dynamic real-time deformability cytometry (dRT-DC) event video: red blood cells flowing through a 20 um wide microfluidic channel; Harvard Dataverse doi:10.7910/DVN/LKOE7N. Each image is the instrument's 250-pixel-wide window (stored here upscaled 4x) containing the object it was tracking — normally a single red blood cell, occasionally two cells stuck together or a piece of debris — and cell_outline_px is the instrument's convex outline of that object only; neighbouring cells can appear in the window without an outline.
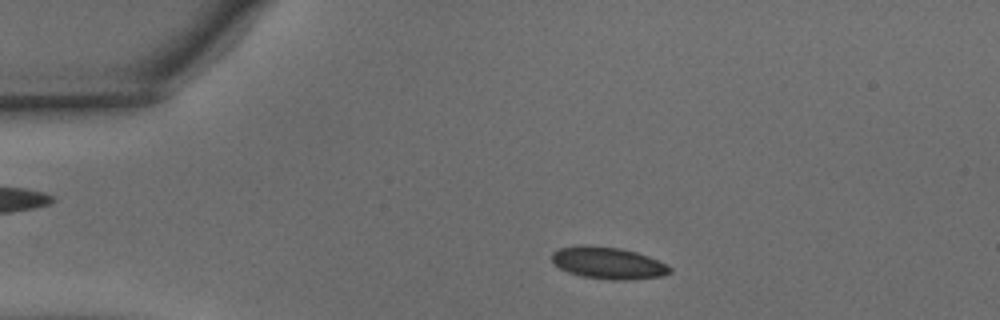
{"species": "common noctule bat (a hibernating species)", "species_latin": "Nyctalus noctula", "temperature_condition": "warm", "stored_images_in_passage": 39, "camera_frame_rate_fps": 3000, "um_per_image_px": 0.085, "animal": {"sex": "male", "body_mass_g": 15.6}, "frame": {"image": 1, "passage_image": 7, "time_ms": 2.0, "image_size_px": [1000, 320], "cell_outline_px": [[672, 272], [660, 276], [628, 280], [612, 280], [580, 276], [568, 272], [560, 268], [552, 260], [552, 252], [560, 248], [584, 244], [620, 248], [636, 252], [648, 256], [672, 268]], "centroid_in_image_um": [51.67, 22.35], "position_along_channel_um": 33.3, "area_um2": 21.85}}
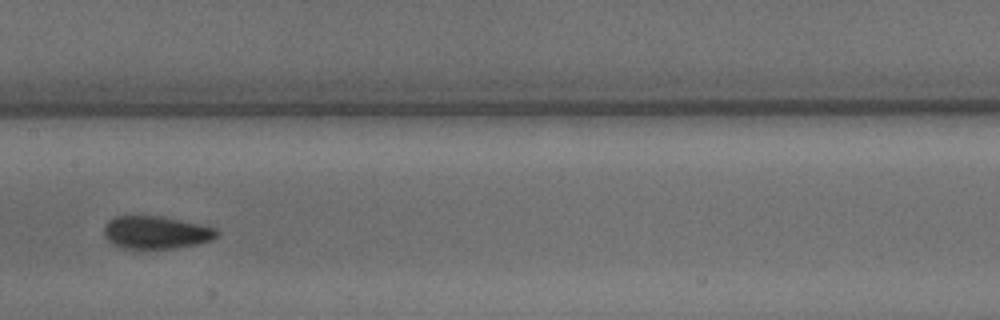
{"frame": {"image": 2, "passage_image": 22, "time_ms": 7.0, "image_size_px": [1000, 320], "cell_outline_px": [[220, 232], [212, 240], [196, 244], [176, 248], [136, 252], [120, 248], [112, 244], [104, 236], [104, 224], [112, 216], [160, 216], [180, 220], [216, 228]], "centroid_in_image_um": [13.19, 19.8], "position_along_channel_um": 194.2, "area_um2": 22.37}}
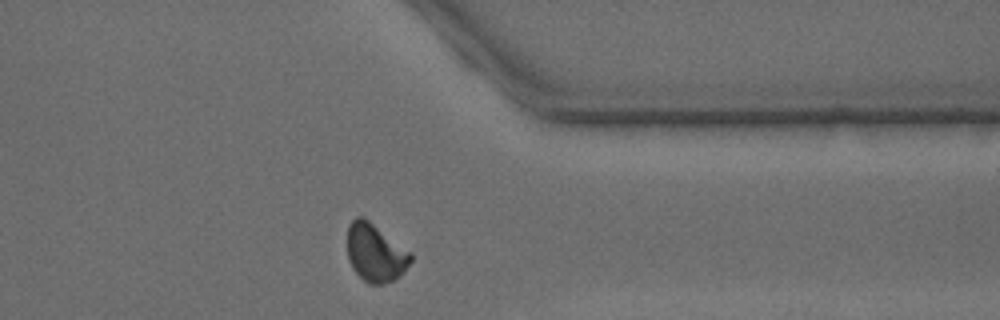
{"frame": {"image": 3, "passage_image": 36, "time_ms": 11.667, "image_size_px": [1000, 320], "cell_outline_px": [[412, 260], [400, 276], [384, 284], [368, 284], [352, 268], [348, 260], [348, 224], [356, 216], [364, 216], [412, 252]], "centroid_in_image_um": [31.91, 21.46], "position_along_channel_um": 379.5, "area_um2": 21.62}, "authors_computed_cell_mechanics": {"area_um2": 21.675, "velocity_mm_per_s": 4.1117, "shape_relaxation_time_tau1_ms": 7.1816, "shape_relaxation_time_tau2_ms": 0.9079, "deformation_change_tau1": 0.1297, "deformation_change_tau2": 0.0478}}